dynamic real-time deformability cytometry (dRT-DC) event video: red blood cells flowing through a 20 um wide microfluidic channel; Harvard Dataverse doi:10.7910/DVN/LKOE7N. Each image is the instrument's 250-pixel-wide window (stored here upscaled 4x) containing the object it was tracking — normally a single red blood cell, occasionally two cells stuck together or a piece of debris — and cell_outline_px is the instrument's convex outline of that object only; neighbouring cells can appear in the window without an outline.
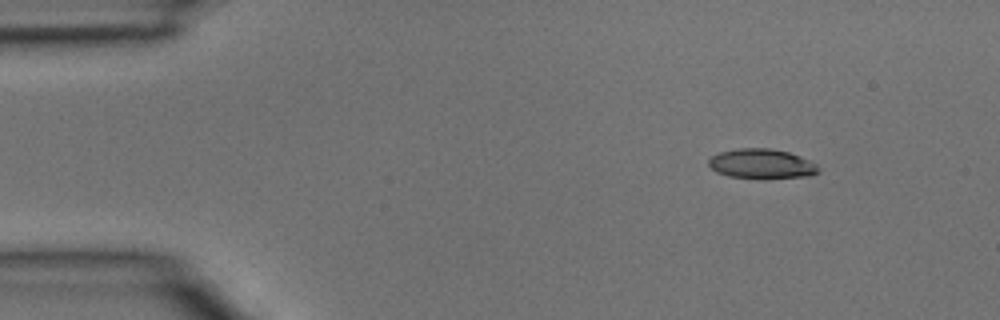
{"species": "common noctule bat (a hibernating species)", "species_latin": "Nyctalus noctula", "temperature_condition": "room temperature", "stored_images_in_passage": 4, "segment_of_instrument_passage": [2, 2], "camera_frame_rate_fps": 3000, "um_per_image_px": 0.085, "animal": {"sex": "male", "body_mass_g": 15.6}, "frame": {"image": 1, "passage_image": 4, "time_ms": 1.0, "image_size_px": [1000, 320], "cell_outline_px": [[820, 172], [812, 176], [728, 176], [716, 172], [708, 164], [708, 160], [712, 156], [720, 152], [736, 148], [768, 148], [788, 152], [800, 156], [816, 164], [820, 168]], "centroid_in_image_um": [64.74, 13.88], "position_along_channel_um": 20.3, "area_um2": 18.32}}